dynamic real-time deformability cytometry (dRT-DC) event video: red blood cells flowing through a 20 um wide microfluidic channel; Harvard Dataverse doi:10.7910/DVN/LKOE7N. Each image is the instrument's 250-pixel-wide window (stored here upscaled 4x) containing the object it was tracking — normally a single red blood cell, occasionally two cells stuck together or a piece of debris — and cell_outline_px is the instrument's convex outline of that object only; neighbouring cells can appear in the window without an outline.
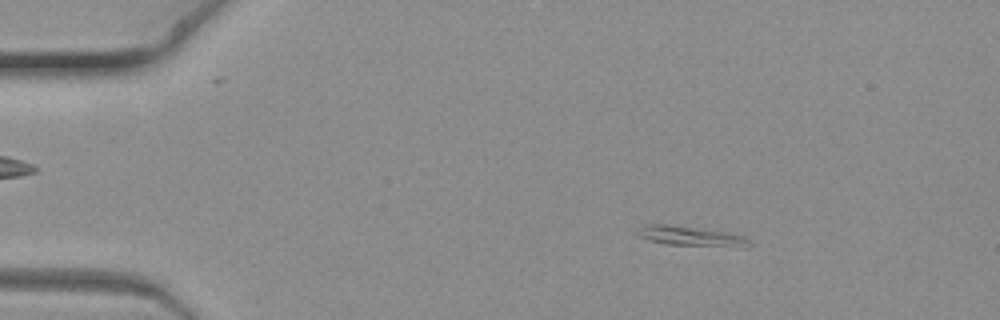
{"species": "common noctule bat (a hibernating species)", "species_latin": "Nyctalus noctula", "temperature_condition": "warm", "stored_images_in_passage": 7, "camera_frame_rate_fps": 3000, "um_per_image_px": 0.085, "animal": {"sex": "female", "body_mass_g": 19.3, "forearm_length_mm": 54.1}, "frame": {"image": 1, "passage_image": 3, "time_ms": 0.667, "image_size_px": [1000, 320], "cell_outline_px": [[752, 244], [748, 248], [736, 248], [664, 244], [648, 240], [640, 236], [636, 232], [636, 228], [644, 224], [668, 224], [728, 232], [744, 236], [752, 240]], "centroid_in_image_um": [58.81, 20.09], "position_along_channel_um": 26.2, "area_um2": 13.53}}